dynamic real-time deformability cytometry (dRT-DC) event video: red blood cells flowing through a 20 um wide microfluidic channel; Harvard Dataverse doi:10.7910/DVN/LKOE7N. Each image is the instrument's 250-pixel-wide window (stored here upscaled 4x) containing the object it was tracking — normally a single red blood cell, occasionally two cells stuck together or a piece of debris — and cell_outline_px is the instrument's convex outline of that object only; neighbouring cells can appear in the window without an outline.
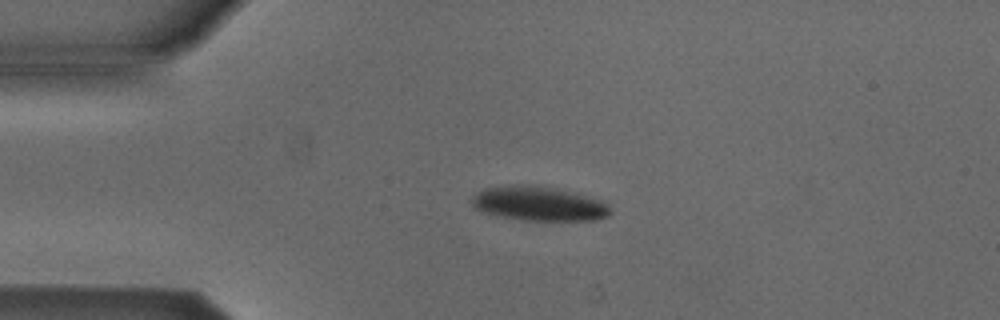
{"species": "Egyptian fruit bat (a non-hibernating species)", "species_latin": "Rousettus aegyptiacus", "temperature_condition": "cold", "stored_images_in_passage": 3, "camera_frame_rate_fps": 3000, "um_per_image_px": 0.085, "animal": {"sex": "male"}, "frame": {"image": 1, "passage_image": 1, "time_ms": 0.0, "image_size_px": [1000, 320], "cell_outline_px": [[612, 212], [608, 216], [596, 220], [520, 220], [496, 216], [484, 212], [476, 208], [472, 204], [472, 196], [484, 188], [512, 184], [536, 184], [604, 200], [608, 204]], "centroid_in_image_um": [45.8, 17.3], "position_along_channel_um": 39.2, "area_um2": 27.98}}